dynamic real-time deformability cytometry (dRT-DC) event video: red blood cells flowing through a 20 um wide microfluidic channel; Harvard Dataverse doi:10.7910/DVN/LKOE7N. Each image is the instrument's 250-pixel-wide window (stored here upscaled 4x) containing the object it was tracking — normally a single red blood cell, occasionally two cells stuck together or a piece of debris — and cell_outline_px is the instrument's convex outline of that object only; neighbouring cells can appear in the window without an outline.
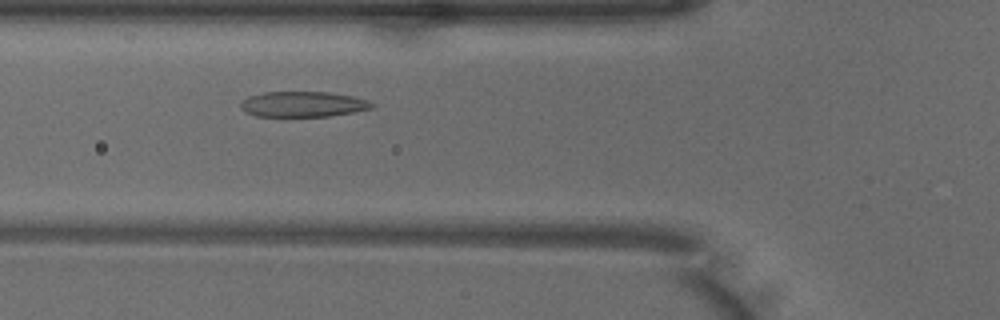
{"species": "common noctule bat (a hibernating species)", "species_latin": "Nyctalus noctula", "temperature_condition": "warm", "stored_images_in_passage": 29, "camera_frame_rate_fps": 3000, "um_per_image_px": 0.085, "animal": {"sex": "male", "body_mass_g": 18.8}, "frame": {"image": 1, "passage_image": 3, "time_ms": 0.667, "image_size_px": [1000, 320], "cell_outline_px": [[376, 104], [372, 108], [352, 112], [328, 116], [256, 116], [244, 112], [240, 108], [240, 104], [248, 96], [264, 92], [328, 92], [352, 96], [368, 100]], "centroid_in_image_um": [25.74, 8.85], "position_along_channel_um": 100.1, "area_um2": 19.42}}
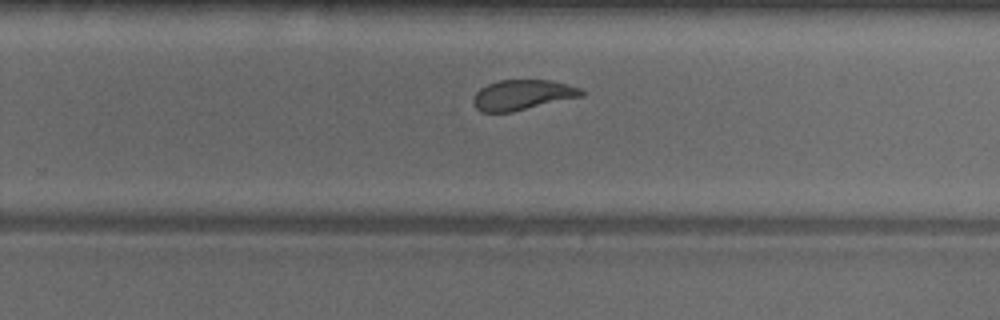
{"frame": {"image": 2, "passage_image": 17, "time_ms": 5.333, "image_size_px": [1000, 320], "cell_outline_px": [[584, 96], [512, 112], [480, 112], [476, 108], [472, 100], [472, 96], [480, 88], [488, 84], [500, 80], [552, 80], [568, 84], [580, 88], [584, 92]], "centroid_in_image_um": [44.4, 8.07], "position_along_channel_um": 285.4, "area_um2": 19.19}}
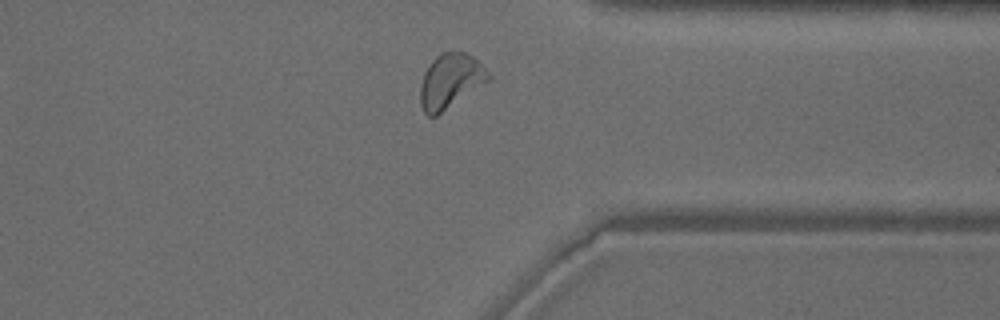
{"frame": {"image": 3, "passage_image": 24, "time_ms": 7.667, "image_size_px": [1000, 320], "cell_outline_px": [[492, 76], [488, 80], [436, 116], [428, 116], [424, 112], [420, 104], [420, 84], [424, 72], [432, 60], [440, 52], [452, 48], [464, 52], [472, 56]], "centroid_in_image_um": [38.23, 6.84], "position_along_channel_um": 373.2, "area_um2": 21.56}}